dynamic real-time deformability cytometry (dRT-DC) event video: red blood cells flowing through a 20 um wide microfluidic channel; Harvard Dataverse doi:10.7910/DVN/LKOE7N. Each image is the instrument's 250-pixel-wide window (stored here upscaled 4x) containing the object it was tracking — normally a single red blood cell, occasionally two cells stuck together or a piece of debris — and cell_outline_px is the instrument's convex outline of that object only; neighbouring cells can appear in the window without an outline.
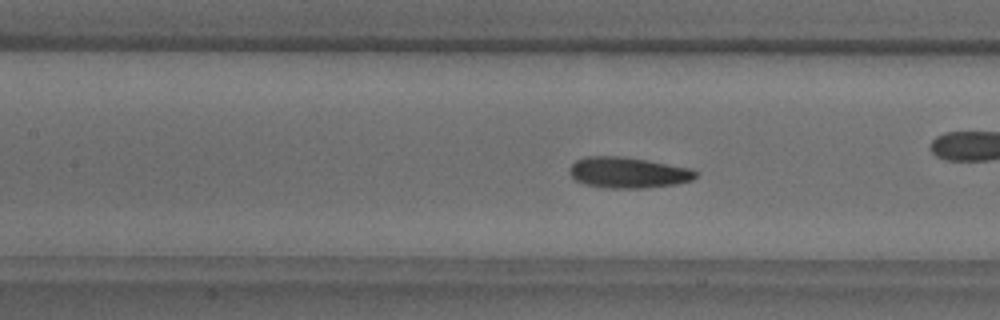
{"species": "common noctule bat (a hibernating species)", "species_latin": "Nyctalus noctula", "temperature_condition": "warm", "stored_images_in_passage": 45, "camera_frame_rate_fps": 3000, "um_per_image_px": 0.085, "animal": {"sex": "male", "body_mass_g": 18.8}, "frame": {"image": 1, "passage_image": 14, "time_ms": 4.333, "image_size_px": [1000, 320], "cell_outline_px": [[696, 176], [692, 180], [676, 184], [644, 188], [608, 188], [584, 184], [576, 180], [568, 172], [568, 168], [576, 160], [584, 156], [624, 156], [648, 160], [688, 168], [696, 172]], "centroid_in_image_um": [53.33, 14.66], "position_along_channel_um": 154.1, "area_um2": 22.72}}
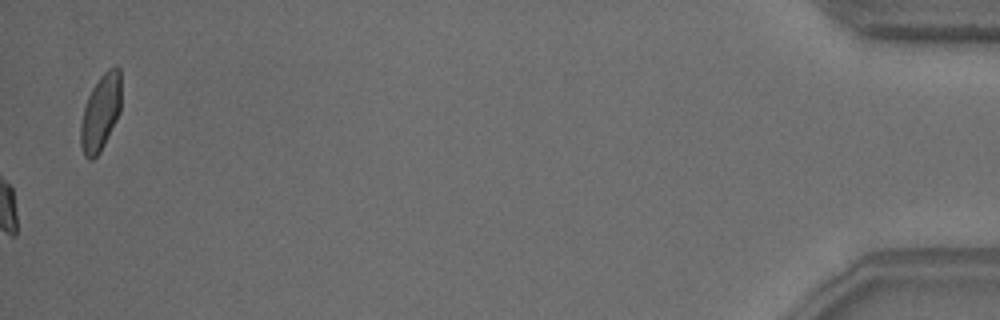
{"frame": {"image": 2, "passage_image": 45, "time_ms": 14.667, "image_size_px": [1000, 320], "cell_outline_px": [[120, 112], [100, 152], [92, 160], [88, 160], [84, 156], [80, 148], [80, 124], [84, 108], [88, 96], [92, 88], [100, 76], [108, 68], [116, 64], [120, 68]], "centroid_in_image_um": [8.53, 9.56], "position_along_channel_um": 426.7, "area_um2": 18.09}, "authors_computed_cell_mechanics": {"area_um2": 22.253, "velocity_mm_per_s": 3.8041, "shape_relaxation_time_tau1_ms": 3.9117, "shape_relaxation_time_tau2_ms": 1.7512, "deformation_change_tau1": 0.134, "deformation_change_tau2": 0.0721}}